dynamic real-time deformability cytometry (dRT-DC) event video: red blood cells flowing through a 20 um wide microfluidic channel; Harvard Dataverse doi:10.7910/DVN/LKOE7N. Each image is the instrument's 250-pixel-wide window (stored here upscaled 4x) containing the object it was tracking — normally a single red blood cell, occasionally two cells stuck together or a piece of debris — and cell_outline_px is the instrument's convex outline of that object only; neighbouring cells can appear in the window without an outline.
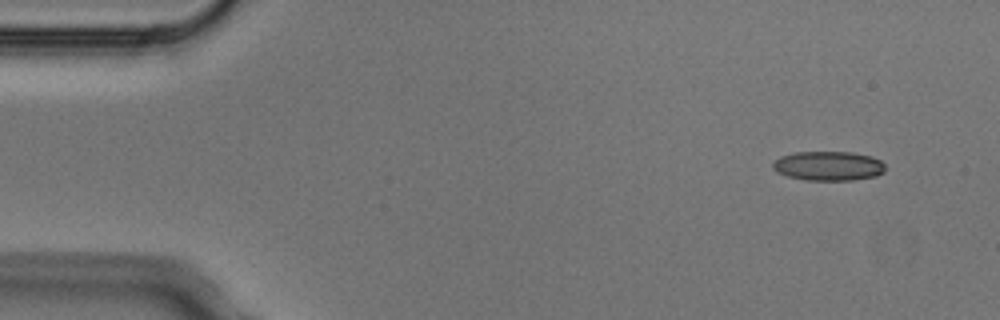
{"species": "Egyptian fruit bat (a non-hibernating species)", "species_latin": "Rousettus aegyptiacus", "temperature_condition": "cold", "stored_images_in_passage": 5, "segment_of_instrument_passage": [1, 2], "camera_frame_rate_fps": 3000, "um_per_image_px": 0.085, "animal": {"sex": "male"}, "frame": {"image": 1, "passage_image": 1, "time_ms": 0.0, "image_size_px": [1000, 320], "cell_outline_px": [[884, 172], [876, 176], [852, 180], [804, 180], [788, 176], [776, 172], [772, 168], [772, 164], [780, 156], [796, 152], [852, 152], [872, 156], [880, 160], [884, 164]], "centroid_in_image_um": [70.41, 14.1], "position_along_channel_um": 14.6, "area_um2": 19.31}}
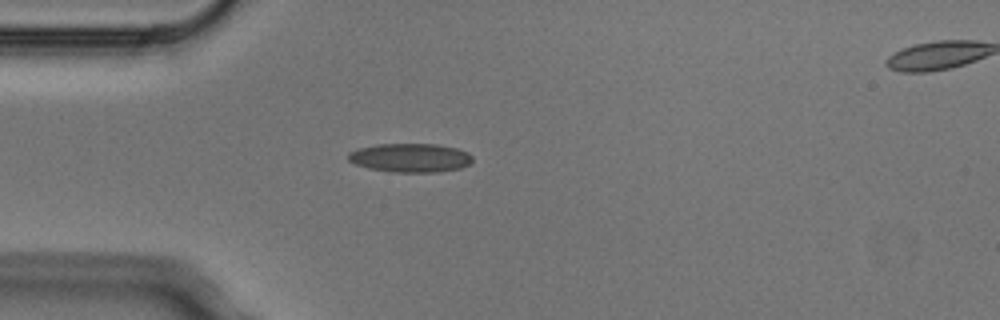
{"frame": {"image": 2, "passage_image": 4, "time_ms": 1.0, "image_size_px": [1000, 320], "cell_outline_px": [[472, 160], [468, 164], [460, 168], [440, 172], [392, 172], [368, 168], [356, 164], [348, 160], [348, 152], [356, 148], [376, 144], [436, 144], [456, 148], [468, 152], [472, 156]], "centroid_in_image_um": [34.85, 13.41], "position_along_channel_um": 50.2, "area_um2": 20.98}}